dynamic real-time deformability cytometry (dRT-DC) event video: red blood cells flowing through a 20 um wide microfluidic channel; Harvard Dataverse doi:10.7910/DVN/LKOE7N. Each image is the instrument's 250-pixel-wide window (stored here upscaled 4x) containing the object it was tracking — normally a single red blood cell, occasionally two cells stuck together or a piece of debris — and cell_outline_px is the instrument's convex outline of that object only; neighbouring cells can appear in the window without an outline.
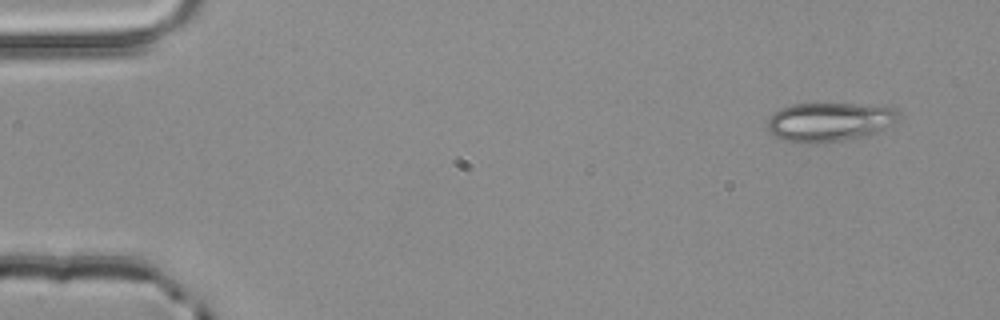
{"species": "common noctule bat (a hibernating species)", "species_latin": "Nyctalus noctula", "temperature_condition": "room temperature", "stored_images_in_passage": 3, "camera_frame_rate_fps": 3000, "um_per_image_px": 0.085, "animal": {"sex": "male", "body_mass_g": 20.4}, "frame": {"image": 1, "passage_image": 1, "time_ms": 0.0, "image_size_px": [1000, 320], "cell_outline_px": [[900, 116], [892, 124], [876, 132], [864, 136], [820, 144], [800, 144], [784, 140], [768, 132], [768, 120], [780, 108], [792, 104], [884, 104], [896, 108], [900, 112]], "centroid_in_image_um": [70.54, 10.36], "position_along_channel_um": 14.5, "area_um2": 30.23}}